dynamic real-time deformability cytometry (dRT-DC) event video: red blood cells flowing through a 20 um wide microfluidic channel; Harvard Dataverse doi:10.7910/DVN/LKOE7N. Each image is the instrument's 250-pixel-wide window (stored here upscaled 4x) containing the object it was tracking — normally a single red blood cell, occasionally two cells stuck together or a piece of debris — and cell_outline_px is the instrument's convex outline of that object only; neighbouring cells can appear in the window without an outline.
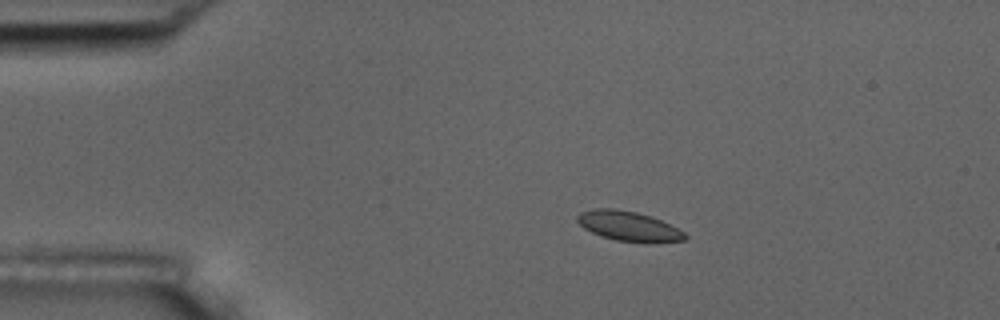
{"species": "common noctule bat (a hibernating species)", "species_latin": "Nyctalus noctula", "temperature_condition": "room temperature", "stored_images_in_passage": 10, "camera_frame_rate_fps": 3000, "um_per_image_px": 0.085, "animal": {"sex": "male", "body_mass_g": 17.5, "forearm_length_mm": 52.3}, "frame": {"image": 1, "passage_image": 4, "time_ms": 3.333, "image_size_px": [1000, 320], "cell_outline_px": [[688, 236], [684, 240], [616, 240], [600, 236], [584, 228], [576, 220], [576, 216], [580, 212], [592, 208], [612, 208], [636, 212], [652, 216], [684, 232]], "centroid_in_image_um": [53.32, 19.16], "position_along_channel_um": 31.7, "area_um2": 17.92}}
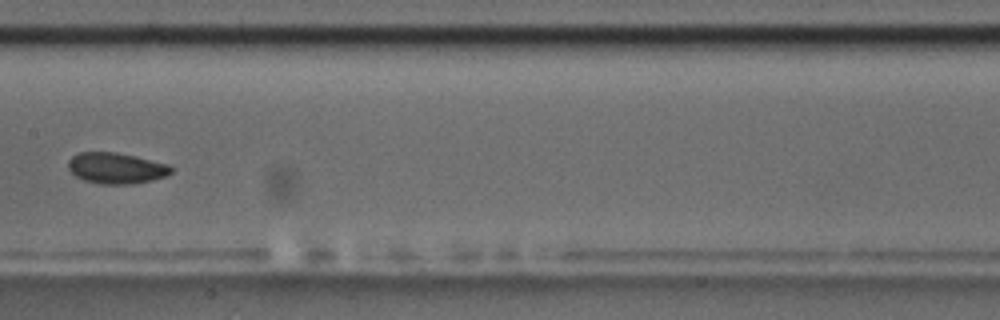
{"frame": {"image": 2, "passage_image": 9, "time_ms": 9.333, "image_size_px": [1000, 320], "cell_outline_px": [[172, 172], [164, 176], [152, 180], [132, 184], [100, 184], [84, 180], [76, 176], [68, 168], [68, 160], [76, 152], [116, 152], [136, 156], [168, 164], [172, 168]], "centroid_in_image_um": [9.85, 14.28], "position_along_channel_um": 197.5, "area_um2": 18.61}}
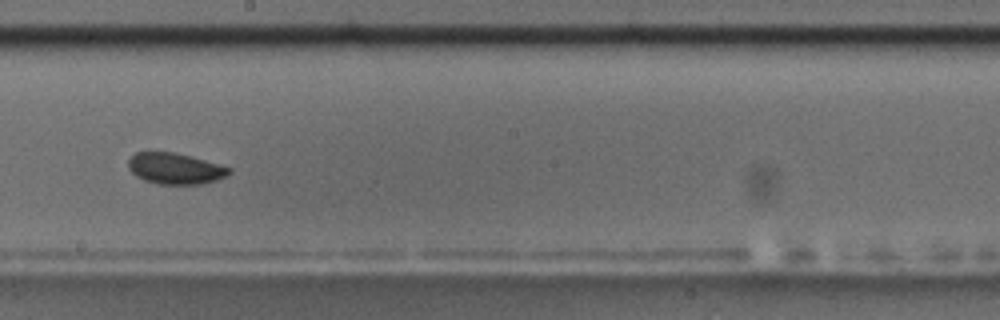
{"frame": {"image": 3, "passage_image": 10, "time_ms": 10.333, "image_size_px": [1000, 320], "cell_outline_px": [[232, 172], [216, 180], [200, 184], [160, 184], [144, 180], [136, 176], [128, 168], [128, 160], [136, 152], [172, 152], [204, 160], [232, 168]], "centroid_in_image_um": [14.87, 14.33], "position_along_channel_um": 233.3, "area_um2": 18.03}}